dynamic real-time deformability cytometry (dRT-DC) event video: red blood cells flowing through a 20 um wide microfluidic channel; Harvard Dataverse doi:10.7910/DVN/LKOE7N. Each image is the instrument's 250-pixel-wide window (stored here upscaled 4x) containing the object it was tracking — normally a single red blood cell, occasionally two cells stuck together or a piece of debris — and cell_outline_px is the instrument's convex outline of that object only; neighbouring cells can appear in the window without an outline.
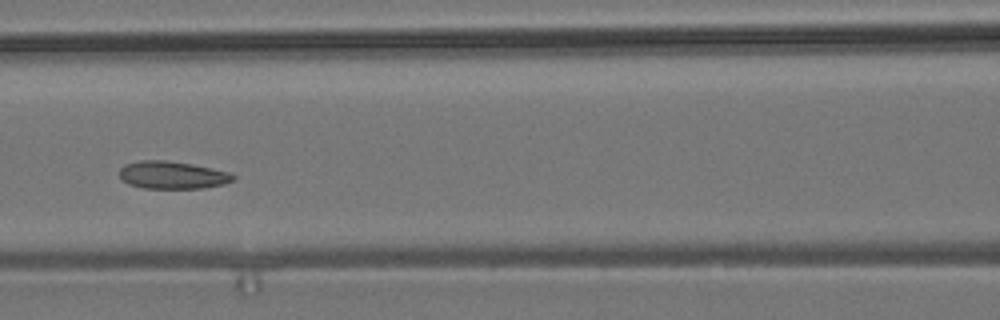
{"species": "common noctule bat (a hibernating species)", "species_latin": "Nyctalus noctula", "temperature_condition": "room temperature", "stored_images_in_passage": 9, "camera_frame_rate_fps": 3000, "um_per_image_px": 0.085, "animal": {"sex": "male", "body_mass_g": 19.2, "forearm_length_mm": 51.8}, "frame": {"image": 1, "passage_image": 6, "time_ms": 6.0, "image_size_px": [1000, 320], "cell_outline_px": [[236, 180], [224, 184], [204, 188], [144, 188], [128, 184], [120, 180], [120, 168], [124, 164], [140, 160], [164, 160], [192, 164], [228, 172], [236, 176]], "centroid_in_image_um": [14.63, 14.88], "position_along_channel_um": 152.0, "area_um2": 18.38}}
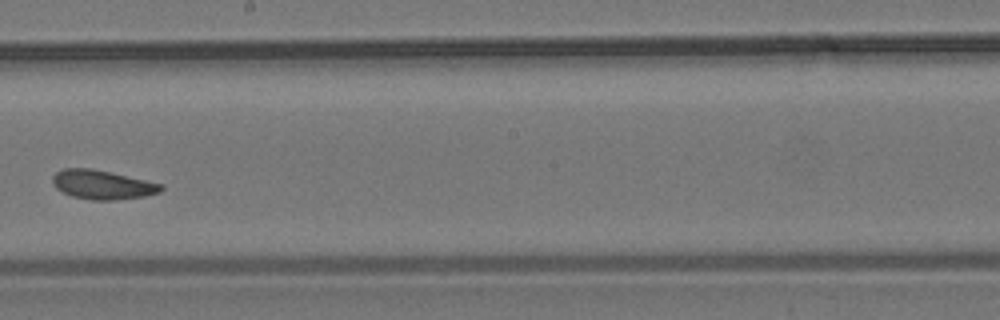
{"frame": {"image": 2, "passage_image": 8, "time_ms": 8.333, "image_size_px": [1000, 320], "cell_outline_px": [[164, 188], [160, 192], [144, 196], [116, 200], [92, 200], [72, 196], [56, 188], [52, 184], [52, 176], [56, 172], [64, 168], [92, 168], [164, 184]], "centroid_in_image_um": [8.7, 15.69], "position_along_channel_um": 239.5, "area_um2": 18.44}}
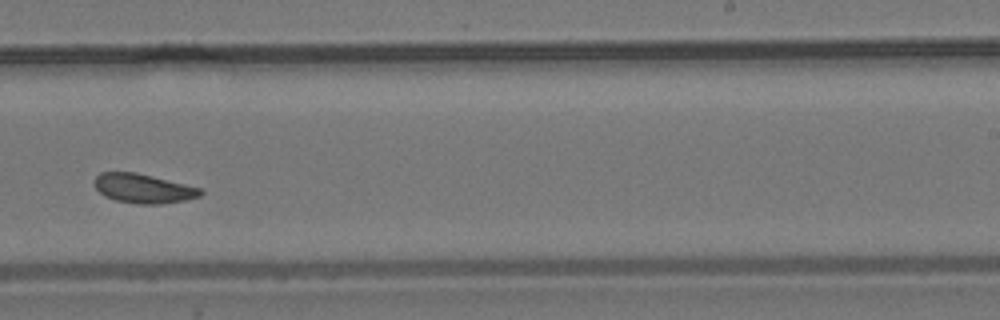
{"frame": {"image": 3, "passage_image": 9, "time_ms": 9.333, "image_size_px": [1000, 320], "cell_outline_px": [[204, 192], [200, 196], [184, 200], [160, 204], [136, 204], [116, 200], [104, 196], [92, 184], [92, 180], [100, 172], [136, 172], [200, 188]], "centroid_in_image_um": [12.13, 16.02], "position_along_channel_um": 276.9, "area_um2": 18.09}}